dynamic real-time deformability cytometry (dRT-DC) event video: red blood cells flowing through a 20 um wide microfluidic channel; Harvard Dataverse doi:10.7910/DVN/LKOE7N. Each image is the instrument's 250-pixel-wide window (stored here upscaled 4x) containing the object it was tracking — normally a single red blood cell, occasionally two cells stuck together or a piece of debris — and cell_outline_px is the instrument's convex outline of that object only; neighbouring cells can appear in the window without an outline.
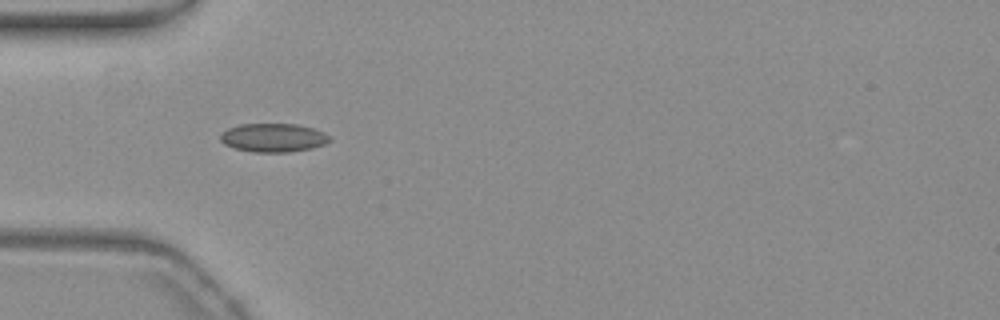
{"species": "common noctule bat (a hibernating species)", "species_latin": "Nyctalus noctula", "temperature_condition": "warm", "stored_images_in_passage": 39, "camera_frame_rate_fps": 3000, "um_per_image_px": 0.085, "animal": {"sex": "female", "body_mass_g": 19.3, "forearm_length_mm": 54.1}, "frame": {"image": 1, "passage_image": 1, "time_ms": 0.0, "image_size_px": [1000, 320], "cell_outline_px": [[332, 140], [324, 144], [312, 148], [288, 152], [252, 152], [236, 148], [224, 144], [220, 140], [220, 132], [228, 128], [240, 124], [296, 124], [312, 128], [324, 132]], "centroid_in_image_um": [23.21, 11.7], "position_along_channel_um": 61.8, "area_um2": 18.21}}
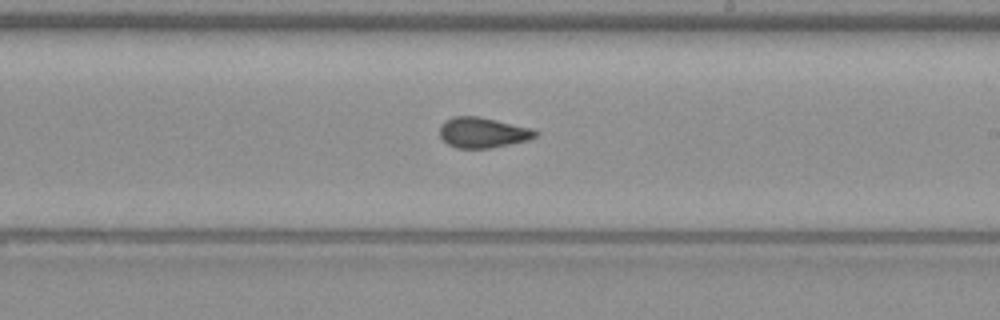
{"frame": {"image": 2, "passage_image": 16, "time_ms": 5.0, "image_size_px": [1000, 320], "cell_outline_px": [[540, 132], [536, 136], [528, 140], [488, 148], [456, 148], [448, 144], [440, 136], [440, 124], [456, 116], [480, 116], [532, 128]], "centroid_in_image_um": [41.05, 11.26], "position_along_channel_um": 247.9, "area_um2": 16.88}}
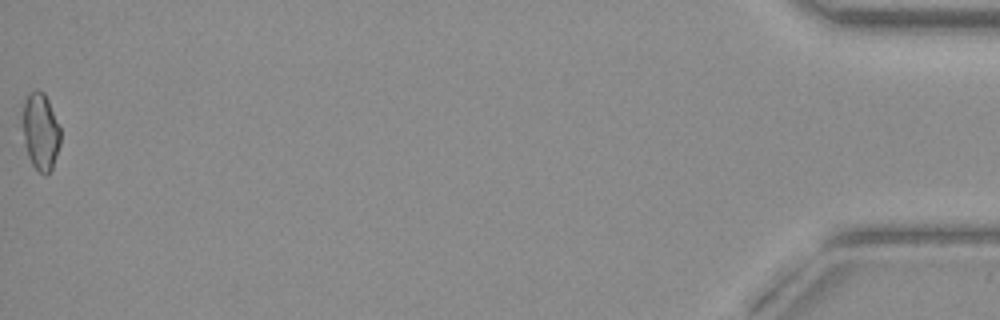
{"frame": {"image": 3, "passage_image": 39, "time_ms": 12.667, "image_size_px": [1000, 320], "cell_outline_px": [[60, 144], [52, 168], [44, 176], [32, 164], [28, 156], [24, 144], [20, 120], [24, 100], [28, 92], [36, 88], [44, 92], [48, 100], [60, 128]], "centroid_in_image_um": [3.4, 11.13], "position_along_channel_um": 431.8, "area_um2": 17.46}, "authors_computed_cell_mechanics": {"area_um2": 16.9932, "velocity_mm_per_s": 3.7577, "shape_relaxation_time_tau1_ms": null, "shape_relaxation_time_tau2_ms": 0.8035, "deformation_change_tau1": null, "deformation_change_tau2": 0.0455}}